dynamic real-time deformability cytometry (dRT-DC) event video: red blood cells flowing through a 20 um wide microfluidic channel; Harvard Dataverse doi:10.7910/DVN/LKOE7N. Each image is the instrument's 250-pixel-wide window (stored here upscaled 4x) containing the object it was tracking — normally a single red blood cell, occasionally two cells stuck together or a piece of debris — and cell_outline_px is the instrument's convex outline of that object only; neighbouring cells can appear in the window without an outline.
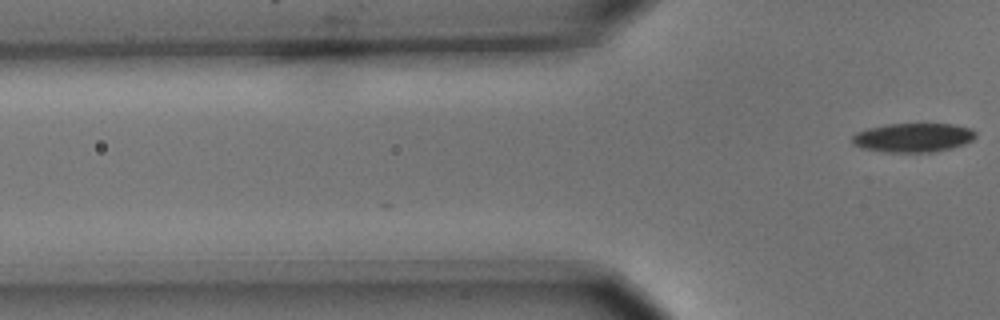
{"species": "common noctule bat (a hibernating species)", "species_latin": "Nyctalus noctula", "temperature_condition": "cold", "stored_images_in_passage": 3, "camera_frame_rate_fps": 3000, "um_per_image_px": 0.085, "animal": {"sex": "male", "body_mass_g": 15.6}, "frame": {"image": 1, "passage_image": 3, "time_ms": 0.667, "image_size_px": [1000, 320], "cell_outline_px": [[976, 136], [972, 140], [964, 144], [952, 148], [936, 152], [884, 152], [860, 148], [852, 144], [852, 136], [856, 132], [868, 128], [888, 124], [952, 124], [972, 128], [976, 132]], "centroid_in_image_um": [77.61, 11.7], "position_along_channel_um": 48.2, "area_um2": 21.1}}